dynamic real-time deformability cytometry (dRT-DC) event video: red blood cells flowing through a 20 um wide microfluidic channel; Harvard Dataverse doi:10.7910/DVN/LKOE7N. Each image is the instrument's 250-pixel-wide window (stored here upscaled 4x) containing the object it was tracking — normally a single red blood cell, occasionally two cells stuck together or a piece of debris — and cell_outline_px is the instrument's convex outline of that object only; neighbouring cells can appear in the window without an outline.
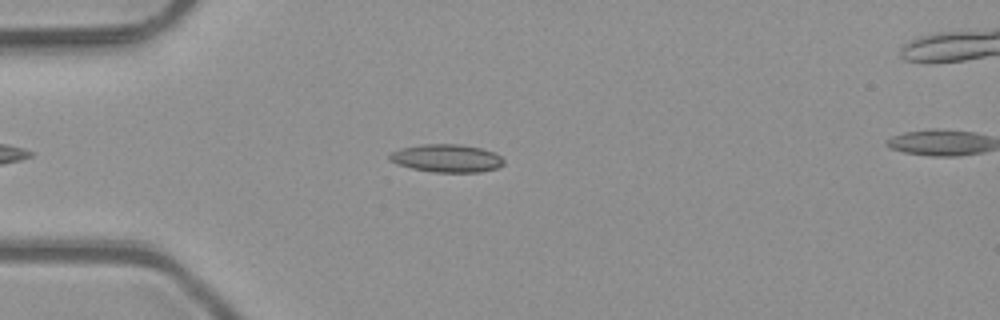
{"species": "common noctule bat (a hibernating species)", "species_latin": "Nyctalus noctula", "temperature_condition": "room temperature", "stored_images_in_passage": 35, "camera_frame_rate_fps": 3000, "um_per_image_px": 0.085, "animal": {"sex": "male", "body_mass_g": 23.1, "forearm_length_mm": 52.7}, "frame": {"image": 1, "passage_image": 2, "time_ms": 0.333, "image_size_px": [1000, 320], "cell_outline_px": [[504, 164], [496, 168], [480, 172], [432, 172], [412, 168], [396, 164], [388, 160], [388, 156], [392, 152], [400, 148], [420, 144], [460, 144], [480, 148], [496, 152], [504, 160]], "centroid_in_image_um": [37.95, 13.45], "position_along_channel_um": 47.0, "area_um2": 18.73}}
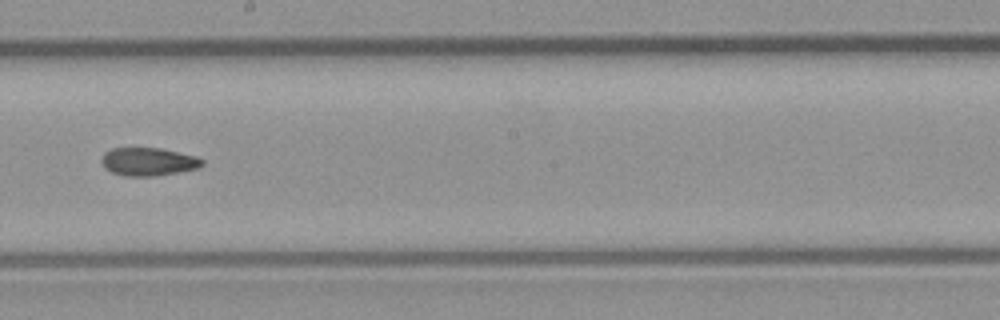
{"frame": {"image": 2, "passage_image": 17, "time_ms": 5.333, "image_size_px": [1000, 320], "cell_outline_px": [[204, 164], [200, 168], [156, 176], [124, 176], [112, 172], [104, 168], [100, 160], [104, 152], [112, 148], [160, 148], [196, 156], [204, 160]], "centroid_in_image_um": [12.6, 13.74], "position_along_channel_um": 235.6, "area_um2": 16.65}}
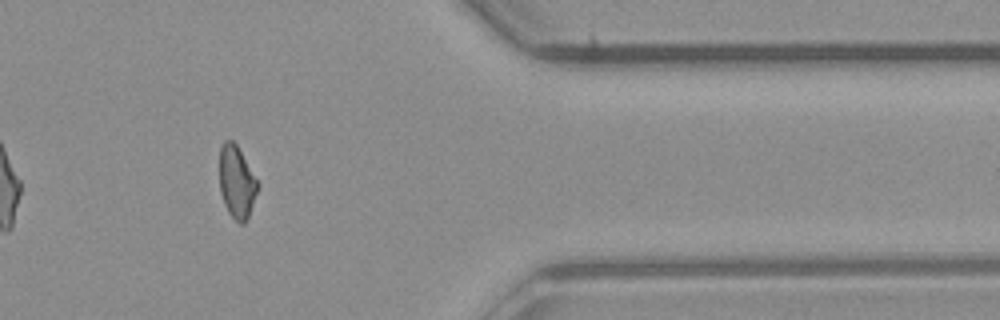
{"frame": {"image": 3, "passage_image": 30, "time_ms": 9.667, "image_size_px": [1000, 320], "cell_outline_px": [[260, 184], [248, 220], [244, 224], [240, 224], [228, 212], [224, 204], [220, 192], [220, 148], [224, 140], [232, 140], [236, 144]], "centroid_in_image_um": [20.14, 15.5], "position_along_channel_um": 391.3, "area_um2": 16.24}, "authors_computed_cell_mechanics": {"area_um2": 16.9932, "velocity_mm_per_s": 4.0955, "shape_relaxation_time_tau1_ms": null, "shape_relaxation_time_tau2_ms": 4.0417, "deformation_change_tau1": null, "deformation_change_tau2": 0.1115}}